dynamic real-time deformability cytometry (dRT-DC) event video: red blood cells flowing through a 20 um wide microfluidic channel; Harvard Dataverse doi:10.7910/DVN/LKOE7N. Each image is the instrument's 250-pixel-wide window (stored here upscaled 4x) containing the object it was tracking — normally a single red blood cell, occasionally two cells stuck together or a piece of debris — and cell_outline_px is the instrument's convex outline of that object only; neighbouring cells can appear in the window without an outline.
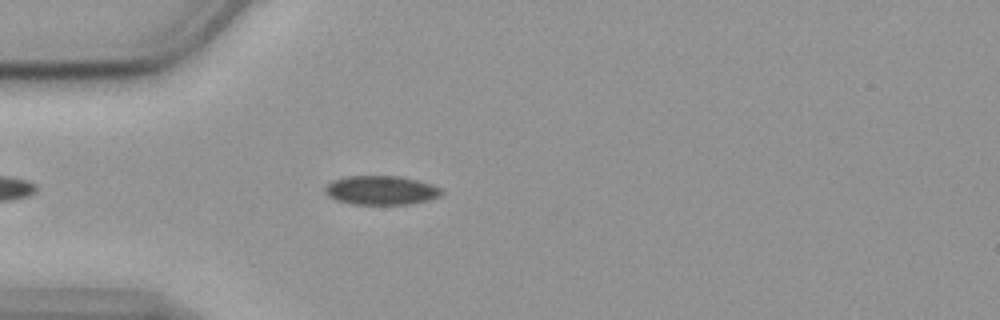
{"species": "common noctule bat (a hibernating species)", "species_latin": "Nyctalus noctula", "temperature_condition": "cold", "stored_images_in_passage": 47, "camera_frame_rate_fps": 3000, "um_per_image_px": 0.085, "animal": {"sex": "female", "body_mass_g": 19.9}, "frame": {"image": 1, "passage_image": 7, "time_ms": 2.0, "image_size_px": [1000, 320], "cell_outline_px": [[444, 192], [440, 196], [428, 200], [408, 204], [352, 204], [336, 200], [328, 196], [324, 192], [324, 188], [332, 180], [348, 176], [400, 176], [432, 184], [440, 188]], "centroid_in_image_um": [32.38, 16.17], "position_along_channel_um": 52.6, "area_um2": 19.71}}
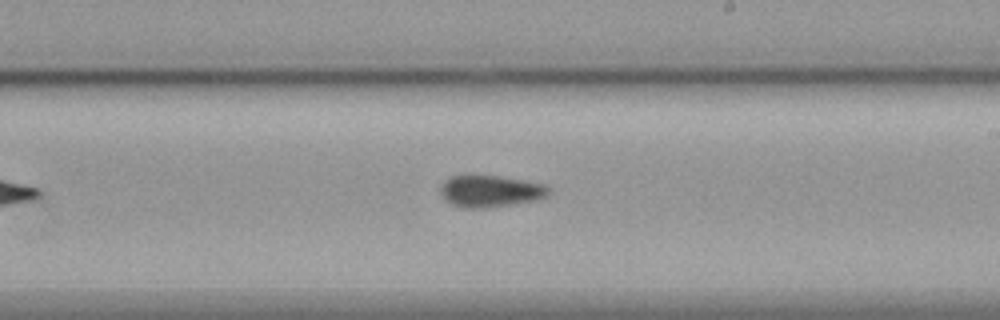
{"frame": {"image": 2, "passage_image": 24, "time_ms": 7.667, "image_size_px": [1000, 320], "cell_outline_px": [[552, 192], [548, 196], [536, 200], [488, 208], [464, 208], [452, 204], [440, 192], [440, 188], [444, 180], [452, 176], [464, 172], [472, 172], [500, 176], [524, 180], [544, 184], [552, 188]], "centroid_in_image_um": [41.69, 16.2], "position_along_channel_um": 247.3, "area_um2": 20.87}}
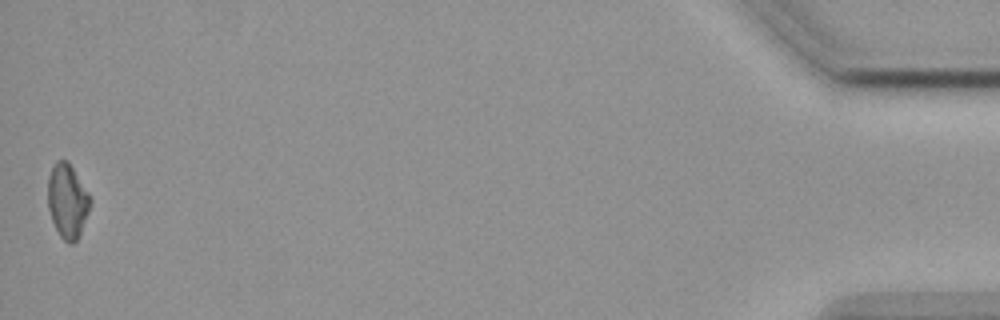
{"frame": {"image": 3, "passage_image": 47, "time_ms": 15.333, "image_size_px": [1000, 320], "cell_outline_px": [[92, 200], [88, 212], [80, 232], [76, 240], [72, 244], [68, 244], [60, 236], [52, 220], [48, 208], [48, 176], [56, 160], [68, 160], [88, 192]], "centroid_in_image_um": [5.72, 17.06], "position_along_channel_um": 429.5, "area_um2": 18.21}, "authors_computed_cell_mechanics": {"area_um2": 19.7098, "velocity_mm_per_s": 3.5933, "shape_relaxation_time_tau1_ms": 10.776, "shape_relaxation_time_tau2_ms": null, "deformation_change_tau1": 0.0743, "deformation_change_tau2": null}}